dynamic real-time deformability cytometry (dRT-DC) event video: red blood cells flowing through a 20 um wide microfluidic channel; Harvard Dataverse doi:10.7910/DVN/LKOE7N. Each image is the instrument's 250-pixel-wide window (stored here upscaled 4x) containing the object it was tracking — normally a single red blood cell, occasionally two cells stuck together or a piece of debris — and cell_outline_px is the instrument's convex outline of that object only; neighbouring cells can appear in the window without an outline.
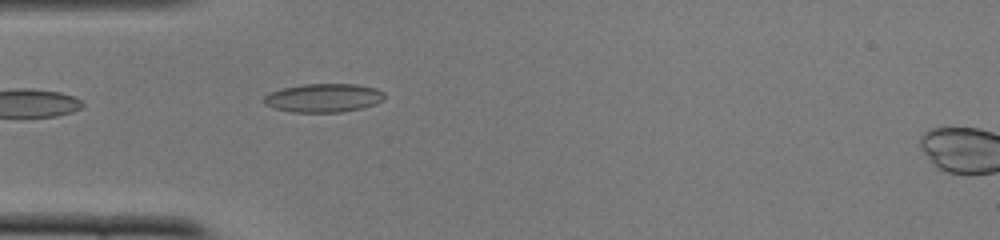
{"species": "common noctule bat (a hibernating species)", "species_latin": "Nyctalus noctula", "temperature_condition": "cold", "stored_images_in_passage": 32, "camera_frame_rate_fps": 3000, "um_per_image_px": 0.085, "animal": {"sex": "female", "body_mass_g": 22.0, "forearm_length_mm": 56.7}, "frame": {"image": 1, "passage_image": 1, "time_ms": 0.0, "image_size_px": [1000, 240], "cell_outline_px": [[384, 100], [376, 104], [364, 108], [340, 112], [292, 112], [272, 108], [264, 104], [260, 100], [264, 96], [272, 92], [284, 88], [304, 84], [356, 84], [376, 88], [384, 92]], "centroid_in_image_um": [27.5, 8.33], "position_along_channel_um": 57.5, "area_um2": 20.29}}
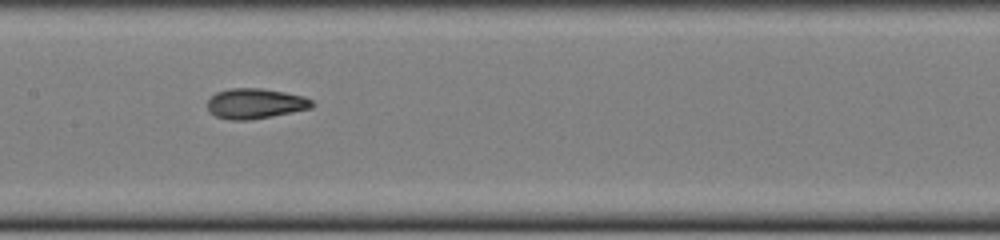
{"frame": {"image": 2, "passage_image": 11, "time_ms": 3.333, "image_size_px": [1000, 240], "cell_outline_px": [[316, 104], [312, 108], [272, 116], [248, 120], [228, 120], [216, 116], [208, 108], [208, 100], [216, 92], [228, 88], [264, 88], [304, 96], [312, 100]], "centroid_in_image_um": [21.73, 8.79], "position_along_channel_um": 185.7, "area_um2": 18.5}}
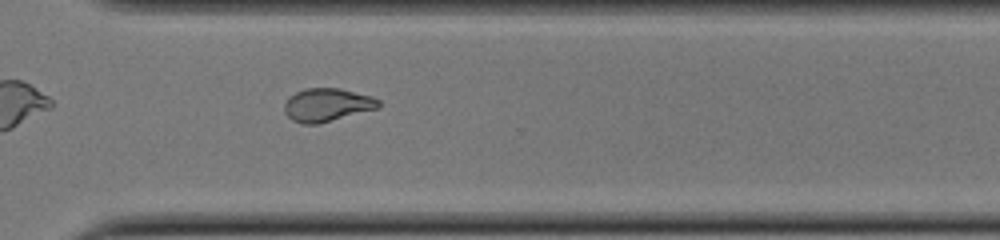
{"frame": {"image": 3, "passage_image": 23, "time_ms": 7.333, "image_size_px": [1000, 240], "cell_outline_px": [[380, 108], [316, 124], [300, 124], [292, 120], [284, 112], [284, 104], [296, 92], [304, 88], [340, 88], [372, 96], [380, 100]], "centroid_in_image_um": [27.82, 8.91], "position_along_channel_um": 342.8, "area_um2": 18.21}, "authors_computed_cell_mechanics": {"area_um2": 18.2359, "velocity_mm_per_s": 3.9198, "shape_relaxation_time_tau1_ms": 7.6476, "shape_relaxation_time_tau2_ms": 1.2308, "deformation_change_tau1": 0.1893, "deformation_change_tau2": 0.0655}}